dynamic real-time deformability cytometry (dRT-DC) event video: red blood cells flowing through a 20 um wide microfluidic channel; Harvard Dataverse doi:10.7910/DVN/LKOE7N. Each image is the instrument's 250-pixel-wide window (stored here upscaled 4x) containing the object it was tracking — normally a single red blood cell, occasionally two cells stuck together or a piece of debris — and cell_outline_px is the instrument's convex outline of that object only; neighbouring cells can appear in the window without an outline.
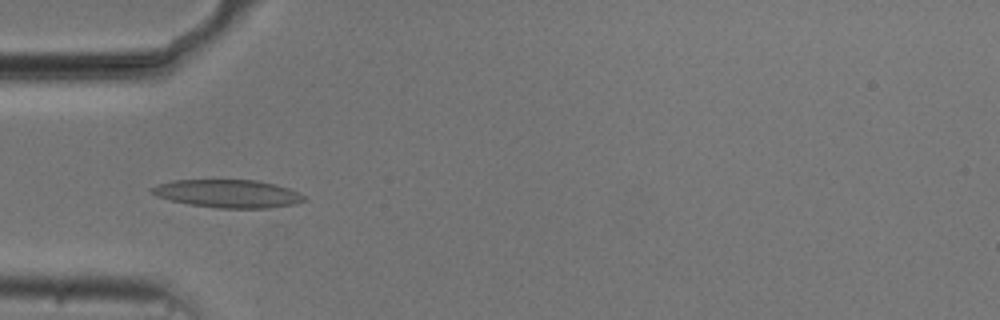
{"species": "common noctule bat (a hibernating species)", "species_latin": "Nyctalus noctula", "temperature_condition": "cold", "stored_images_in_passage": 43, "camera_frame_rate_fps": 3000, "um_per_image_px": 0.085, "animal": {"sex": "male", "body_mass_g": 20.5, "forearm_length_mm": 52.5}, "frame": {"image": 1, "passage_image": 6, "time_ms": 1.667, "image_size_px": [1000, 320], "cell_outline_px": [[304, 200], [296, 204], [268, 208], [216, 208], [188, 204], [156, 196], [148, 188], [160, 184], [176, 180], [256, 180], [276, 184], [300, 192], [304, 196]], "centroid_in_image_um": [19.4, 16.46], "position_along_channel_um": 65.6, "area_um2": 24.8}}
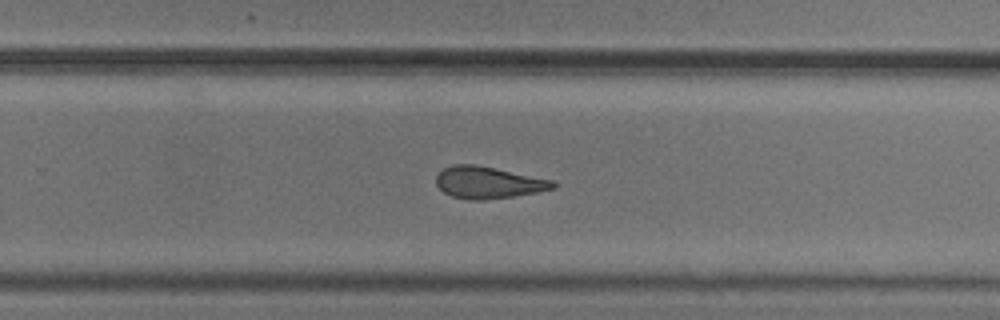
{"frame": {"image": 2, "passage_image": 24, "time_ms": 7.667, "image_size_px": [1000, 320], "cell_outline_px": [[556, 188], [536, 192], [512, 196], [484, 200], [468, 200], [452, 196], [444, 192], [436, 184], [436, 176], [444, 168], [452, 164], [476, 164], [552, 180], [556, 184]], "centroid_in_image_um": [41.47, 15.51], "position_along_channel_um": 288.3, "area_um2": 21.56}}
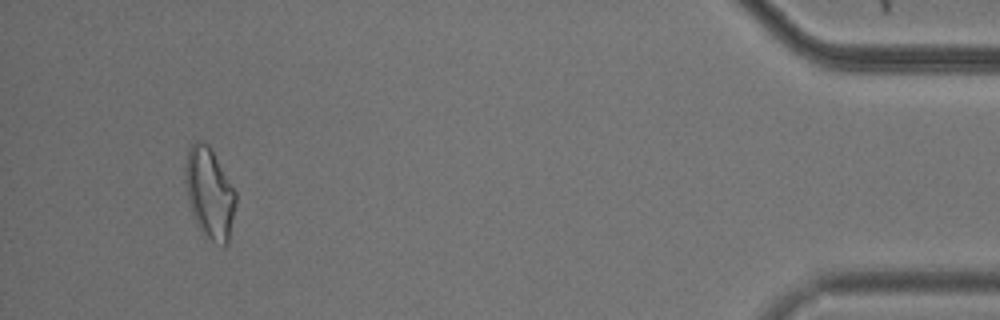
{"frame": {"image": 3, "passage_image": 40, "time_ms": 13.0, "image_size_px": [1000, 320], "cell_outline_px": [[236, 204], [228, 244], [224, 248], [212, 240], [200, 228], [192, 216], [188, 200], [184, 180], [184, 168], [188, 148], [196, 140], [204, 140], [212, 148], [236, 192]], "centroid_in_image_um": [17.8, 16.37], "position_along_channel_um": 417.4, "area_um2": 27.05}, "authors_computed_cell_mechanics": {"area_um2": 22.542, "velocity_mm_per_s": 3.713, "shape_relaxation_time_tau1_ms": 10.7525, "shape_relaxation_time_tau2_ms": 3.3301, "deformation_change_tau1": 0.2534, "deformation_change_tau2": 0.1273}}